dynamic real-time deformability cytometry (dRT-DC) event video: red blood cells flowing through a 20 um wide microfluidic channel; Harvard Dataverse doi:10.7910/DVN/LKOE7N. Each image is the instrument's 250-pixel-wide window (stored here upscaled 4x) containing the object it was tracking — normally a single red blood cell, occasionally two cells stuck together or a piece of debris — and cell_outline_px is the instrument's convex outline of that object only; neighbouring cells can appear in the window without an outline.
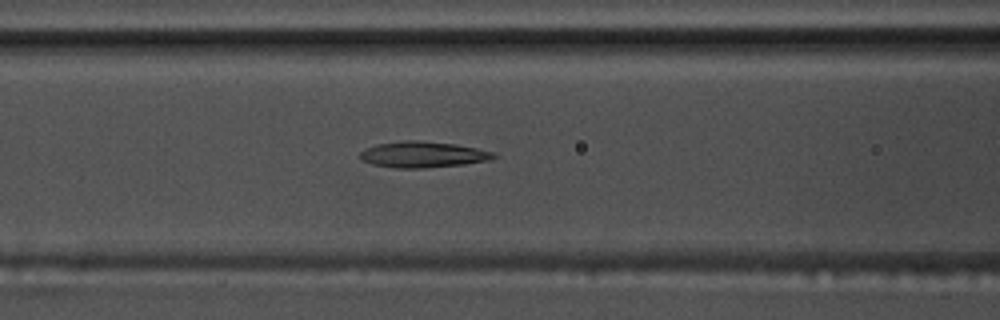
{"species": "common noctule bat (a hibernating species)", "species_latin": "Nyctalus noctula", "temperature_condition": "warm", "stored_images_in_passage": 54, "camera_frame_rate_fps": 3000, "um_per_image_px": 0.085, "animal": {"sex": "male", "body_mass_g": 17.5, "forearm_length_mm": 52.3}, "frame": {"image": 1, "passage_image": 22, "time_ms": 7.0, "image_size_px": [1000, 320], "cell_outline_px": [[496, 156], [492, 160], [464, 164], [420, 168], [396, 168], [372, 164], [360, 160], [360, 152], [364, 148], [376, 144], [404, 140], [416, 140], [456, 144], [496, 152]], "centroid_in_image_um": [35.94, 13.13], "position_along_channel_um": 130.7, "area_um2": 20.4}}
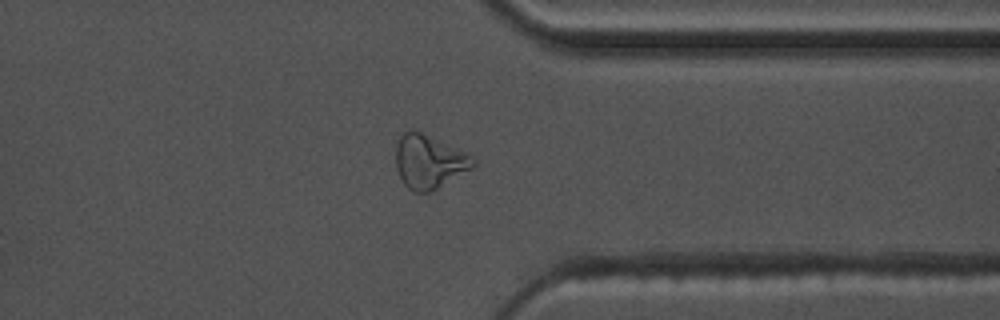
{"frame": {"image": 2, "passage_image": 42, "time_ms": 13.667, "image_size_px": [1000, 320], "cell_outline_px": [[476, 164], [472, 168], [436, 188], [428, 192], [416, 192], [408, 188], [404, 184], [396, 168], [396, 144], [400, 132], [408, 128], [412, 128], [472, 156], [476, 160]], "centroid_in_image_um": [36.41, 13.7], "position_along_channel_um": 375.0, "area_um2": 23.93}}
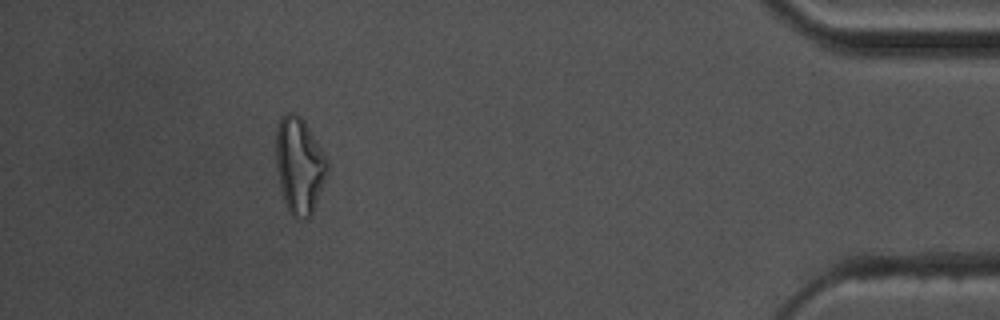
{"frame": {"image": 3, "passage_image": 49, "time_ms": 16.0, "image_size_px": [1000, 320], "cell_outline_px": [[328, 172], [312, 216], [308, 220], [300, 220], [292, 216], [284, 200], [280, 188], [276, 164], [276, 128], [280, 116], [288, 112], [292, 112], [300, 116], [304, 120], [328, 160]], "centroid_in_image_um": [25.45, 14.08], "position_along_channel_um": 409.8, "area_um2": 29.13}, "authors_computed_cell_mechanics": {"area_um2": 21.1548, "velocity_mm_per_s": 3.7206, "shape_relaxation_time_tau1_ms": 9.7556, "shape_relaxation_time_tau2_ms": 2.4642, "deformation_change_tau1": 0.273, "deformation_change_tau2": 0.1096}}